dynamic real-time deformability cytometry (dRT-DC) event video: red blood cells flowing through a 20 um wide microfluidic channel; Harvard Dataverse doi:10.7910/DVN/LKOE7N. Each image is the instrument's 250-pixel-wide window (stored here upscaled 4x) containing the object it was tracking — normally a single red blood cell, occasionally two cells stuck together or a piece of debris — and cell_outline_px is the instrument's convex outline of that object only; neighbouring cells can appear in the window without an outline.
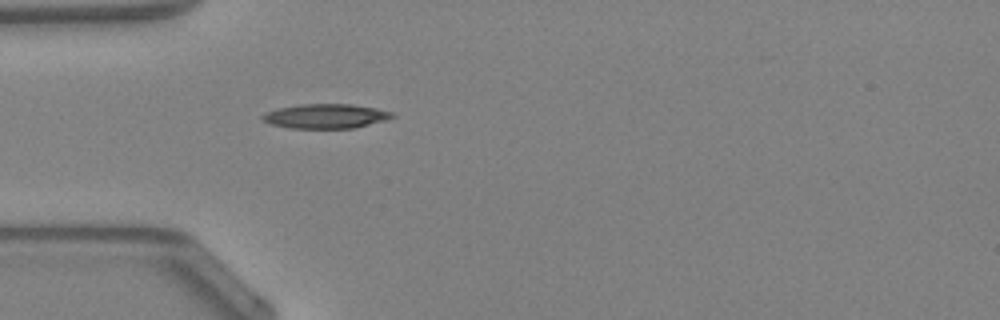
{"species": "Egyptian fruit bat (a non-hibernating species)", "species_latin": "Rousettus aegyptiacus", "temperature_condition": "warm", "stored_images_in_passage": 30, "camera_frame_rate_fps": 3000, "um_per_image_px": 0.085, "animal": {"sex": "female"}, "frame": {"image": 1, "passage_image": 1, "time_ms": 0.0, "image_size_px": [1000, 320], "cell_outline_px": [[388, 116], [364, 124], [344, 128], [304, 128], [280, 124], [268, 120], [268, 116], [272, 112], [288, 108], [320, 104], [336, 104], [368, 108], [384, 112]], "centroid_in_image_um": [27.68, 9.88], "position_along_channel_um": 57.3, "area_um2": 15.37}}
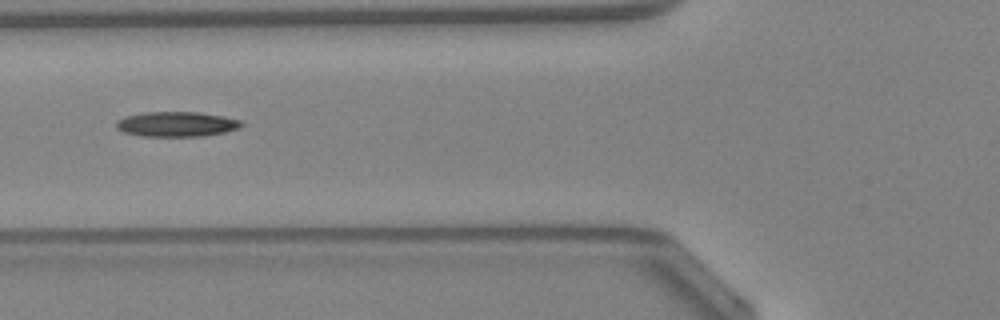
{"frame": {"image": 2, "passage_image": 5, "time_ms": 1.333, "image_size_px": [1000, 320], "cell_outline_px": [[240, 124], [232, 128], [216, 132], [176, 136], [132, 132], [120, 128], [120, 124], [124, 120], [136, 116], [164, 112], [180, 112], [212, 116], [232, 120]], "centroid_in_image_um": [15.01, 10.54], "position_along_channel_um": 110.8, "area_um2": 14.68}}